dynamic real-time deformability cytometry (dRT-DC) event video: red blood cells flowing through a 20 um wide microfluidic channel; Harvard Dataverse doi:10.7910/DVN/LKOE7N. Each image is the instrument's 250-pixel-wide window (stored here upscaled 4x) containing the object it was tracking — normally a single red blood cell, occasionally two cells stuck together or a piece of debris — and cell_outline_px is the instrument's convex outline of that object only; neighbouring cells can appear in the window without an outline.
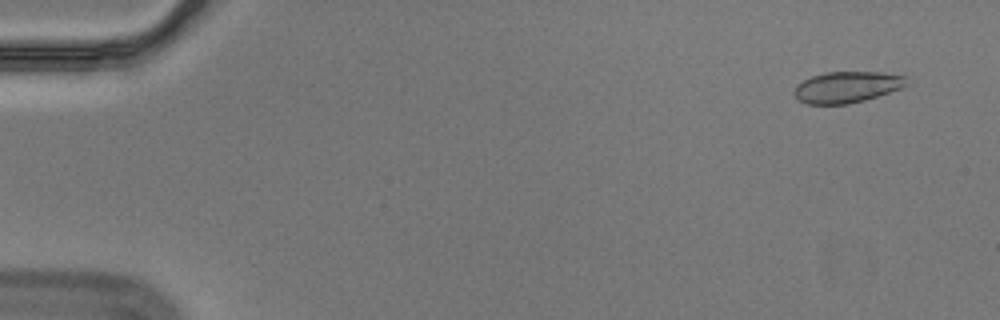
{"species": "Egyptian fruit bat (a non-hibernating species)", "species_latin": "Rousettus aegyptiacus", "temperature_condition": "cold", "stored_images_in_passage": 57, "camera_frame_rate_fps": 3000, "um_per_image_px": 0.085, "animal": {"sex": "male"}, "frame": {"image": 1, "passage_image": 4, "time_ms": 1.0, "image_size_px": [1000, 320], "cell_outline_px": [[908, 84], [900, 88], [864, 100], [848, 104], [808, 104], [796, 100], [792, 92], [796, 84], [812, 76], [824, 72], [880, 72], [904, 76]], "centroid_in_image_um": [71.91, 7.4], "position_along_channel_um": 13.1, "area_um2": 20.4}}
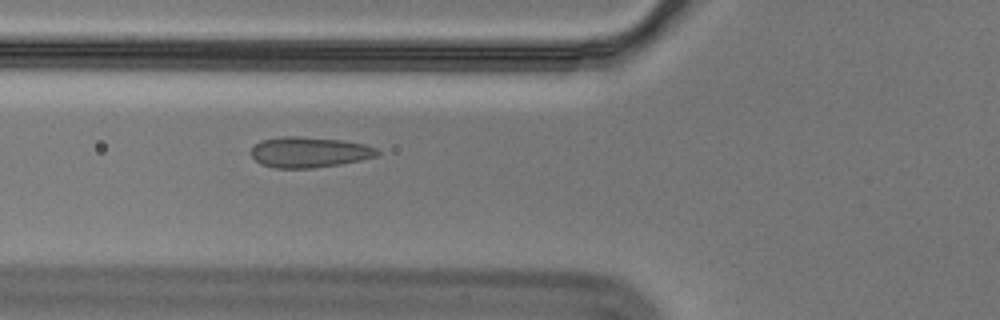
{"frame": {"image": 2, "passage_image": 22, "time_ms": 7.0, "image_size_px": [1000, 320], "cell_outline_px": [[380, 152], [376, 156], [360, 160], [340, 164], [312, 168], [276, 168], [260, 164], [252, 156], [252, 148], [260, 140], [280, 136], [296, 136], [340, 140], [364, 144], [376, 148]], "centroid_in_image_um": [26.26, 12.93], "position_along_channel_um": 99.5, "area_um2": 22.37}}
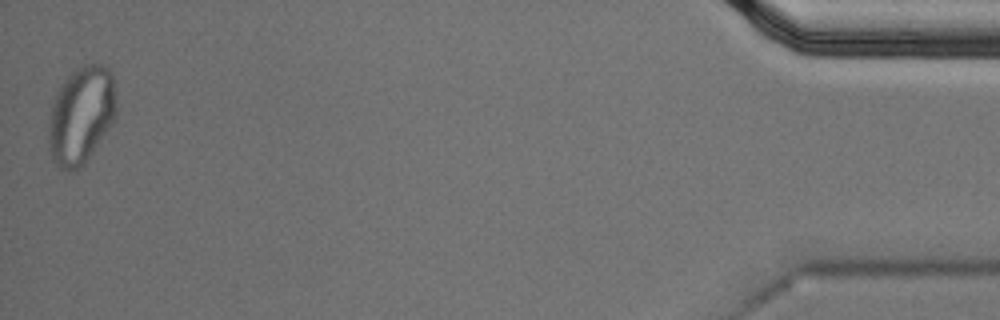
{"frame": {"image": 3, "passage_image": 57, "time_ms": 18.667, "image_size_px": [1000, 320], "cell_outline_px": [[116, 112], [112, 124], [84, 164], [80, 168], [60, 168], [56, 164], [48, 152], [48, 128], [52, 104], [64, 80], [76, 68], [84, 64], [100, 64], [108, 68], [112, 72], [116, 96]], "centroid_in_image_um": [6.9, 9.77], "position_along_channel_um": 428.3, "area_um2": 38.32}}